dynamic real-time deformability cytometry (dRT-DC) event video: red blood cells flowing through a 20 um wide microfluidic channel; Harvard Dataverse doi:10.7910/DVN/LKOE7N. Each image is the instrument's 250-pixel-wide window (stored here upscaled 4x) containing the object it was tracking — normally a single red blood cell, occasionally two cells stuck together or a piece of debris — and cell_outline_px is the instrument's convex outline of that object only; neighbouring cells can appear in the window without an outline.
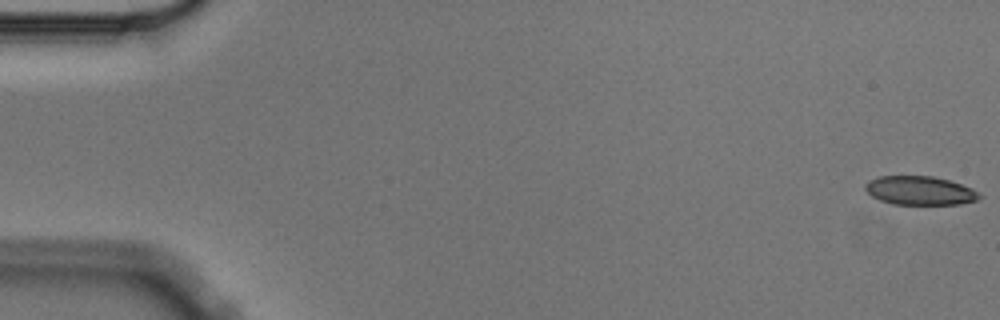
{"species": "Egyptian fruit bat (a non-hibernating species)", "species_latin": "Rousettus aegyptiacus", "temperature_condition": "cold", "stored_images_in_passage": 6, "segment_of_instrument_passage": [1, 2], "camera_frame_rate_fps": 3000, "um_per_image_px": 0.085, "animal": {"sex": "male"}, "frame": {"image": 1, "passage_image": 1, "time_ms": 0.0, "image_size_px": [1000, 320], "cell_outline_px": [[984, 196], [976, 200], [960, 204], [892, 204], [880, 200], [872, 196], [864, 188], [864, 184], [868, 180], [880, 176], [932, 176], [948, 180], [972, 188]], "centroid_in_image_um": [78.18, 16.2], "position_along_channel_um": 6.8, "area_um2": 19.13}}